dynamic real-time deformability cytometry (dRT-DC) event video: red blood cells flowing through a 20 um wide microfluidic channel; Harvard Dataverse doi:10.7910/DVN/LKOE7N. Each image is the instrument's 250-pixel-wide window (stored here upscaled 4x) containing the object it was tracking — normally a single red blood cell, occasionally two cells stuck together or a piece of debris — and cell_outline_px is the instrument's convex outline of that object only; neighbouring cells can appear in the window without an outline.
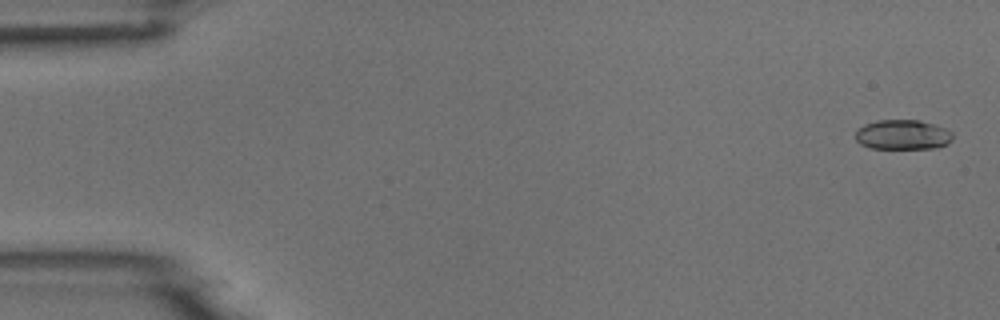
{"species": "common noctule bat (a hibernating species)", "species_latin": "Nyctalus noctula", "temperature_condition": "room temperature", "stored_images_in_passage": 5, "camera_frame_rate_fps": 3000, "um_per_image_px": 0.085, "animal": {"sex": "male", "body_mass_g": 18.8}, "frame": {"image": 1, "passage_image": 1, "time_ms": 0.0, "image_size_px": [1000, 320], "cell_outline_px": [[952, 140], [948, 144], [936, 148], [872, 148], [860, 144], [856, 140], [856, 132], [864, 124], [876, 120], [920, 120], [944, 128], [952, 132]], "centroid_in_image_um": [76.73, 11.45], "position_along_channel_um": 8.3, "area_um2": 16.82}}
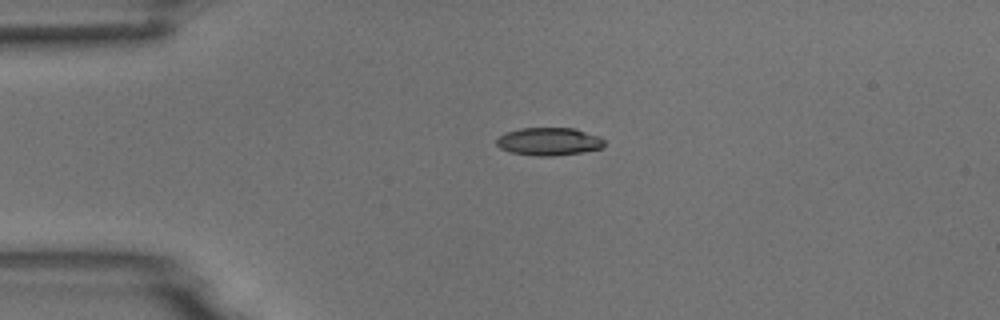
{"frame": {"image": 2, "passage_image": 4, "time_ms": 1.0, "image_size_px": [1000, 320], "cell_outline_px": [[604, 144], [600, 148], [580, 152], [552, 156], [536, 156], [512, 152], [500, 148], [496, 144], [496, 140], [504, 132], [520, 128], [572, 128], [600, 136], [604, 140]], "centroid_in_image_um": [46.62, 12.02], "position_along_channel_um": 38.4, "area_um2": 17.34}}